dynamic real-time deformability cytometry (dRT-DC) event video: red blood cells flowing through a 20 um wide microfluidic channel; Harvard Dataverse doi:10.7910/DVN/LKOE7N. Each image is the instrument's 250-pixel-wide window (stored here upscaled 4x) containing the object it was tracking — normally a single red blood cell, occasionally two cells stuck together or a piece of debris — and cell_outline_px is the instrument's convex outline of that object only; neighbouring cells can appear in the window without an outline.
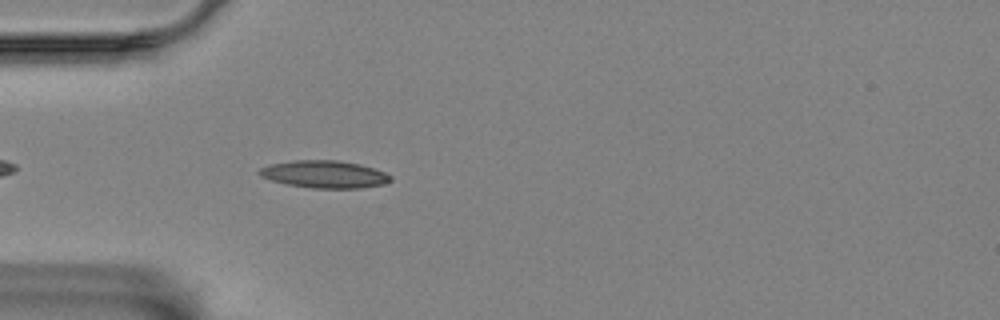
{"species": "Egyptian fruit bat (a non-hibernating species)", "species_latin": "Rousettus aegyptiacus", "temperature_condition": "room temperature", "stored_images_in_passage": 39, "camera_frame_rate_fps": 3000, "um_per_image_px": 0.085, "animal": {"sex": "female"}, "frame": {"image": 1, "passage_image": 5, "time_ms": 1.333, "image_size_px": [1000, 320], "cell_outline_px": [[392, 180], [384, 184], [360, 188], [312, 188], [288, 184], [272, 180], [260, 176], [256, 172], [260, 168], [268, 164], [292, 160], [340, 160], [360, 164], [384, 172], [392, 176]], "centroid_in_image_um": [27.56, 14.8], "position_along_channel_um": 57.4, "area_um2": 21.04}}
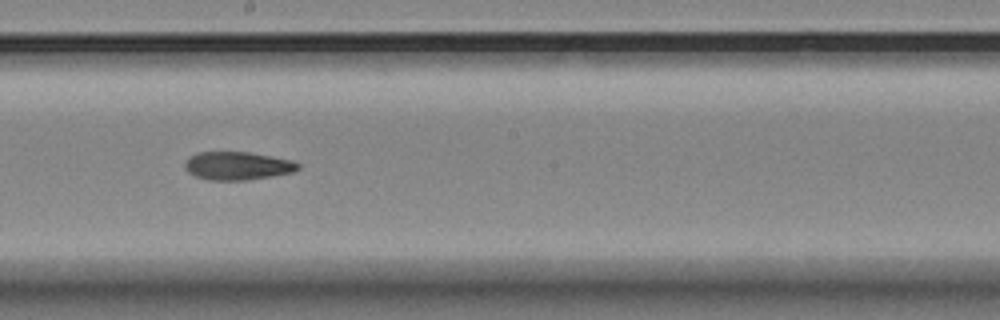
{"frame": {"image": 2, "passage_image": 20, "time_ms": 6.333, "image_size_px": [1000, 320], "cell_outline_px": [[300, 168], [292, 172], [244, 180], [208, 180], [196, 176], [188, 172], [184, 168], [184, 164], [192, 156], [200, 152], [248, 152], [292, 160], [300, 164]], "centroid_in_image_um": [20.18, 14.09], "position_along_channel_um": 228.0, "area_um2": 18.26}}
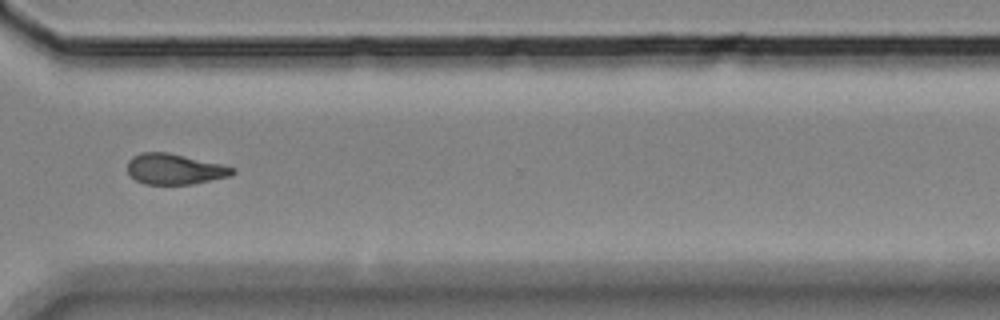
{"frame": {"image": 3, "passage_image": 31, "time_ms": 10.0, "image_size_px": [1000, 320], "cell_outline_px": [[236, 172], [232, 176], [192, 184], [144, 184], [136, 180], [128, 172], [128, 160], [132, 156], [140, 152], [168, 152], [220, 164], [236, 168]], "centroid_in_image_um": [14.85, 14.37], "position_along_channel_um": 355.7, "area_um2": 18.79}, "authors_computed_cell_mechanics": {"area_um2": 18.6116, "velocity_mm_per_s": 3.4814, "shape_relaxation_time_tau1_ms": null, "shape_relaxation_time_tau2_ms": 10.3916, "deformation_change_tau1": null, "deformation_change_tau2": 0.2068}}